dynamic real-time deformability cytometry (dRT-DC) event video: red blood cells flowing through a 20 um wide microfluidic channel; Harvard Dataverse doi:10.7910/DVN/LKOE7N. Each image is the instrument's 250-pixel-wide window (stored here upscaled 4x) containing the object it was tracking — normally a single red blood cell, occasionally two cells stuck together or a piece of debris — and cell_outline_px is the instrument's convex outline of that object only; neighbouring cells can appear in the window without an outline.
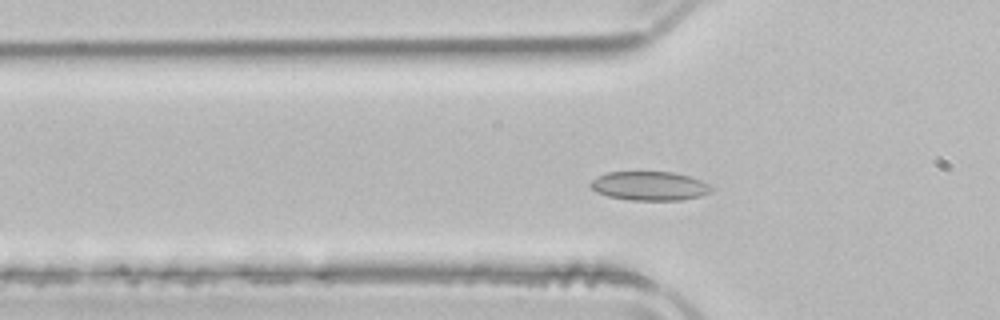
{"species": "common noctule bat (a hibernating species)", "species_latin": "Nyctalus noctula", "temperature_condition": "room temperature", "stored_images_in_passage": 48, "camera_frame_rate_fps": 3000, "um_per_image_px": 0.085, "animal": {"sex": "male", "body_mass_g": 21.5, "forearm_length_mm": 52.0}, "frame": {"image": 1, "passage_image": 13, "time_ms": 4.0, "image_size_px": [1000, 320], "cell_outline_px": [[712, 188], [708, 192], [700, 196], [680, 200], [628, 200], [608, 196], [596, 192], [588, 184], [596, 176], [608, 172], [672, 172], [688, 176], [700, 180], [708, 184]], "centroid_in_image_um": [55.15, 15.8], "position_along_channel_um": 70.6, "area_um2": 20.29}}
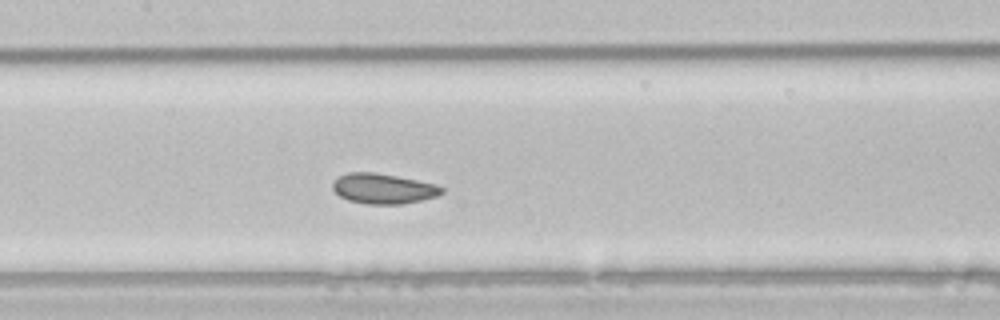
{"frame": {"image": 2, "passage_image": 21, "time_ms": 6.667, "image_size_px": [1000, 320], "cell_outline_px": [[444, 192], [436, 196], [420, 200], [400, 204], [368, 204], [348, 200], [340, 196], [332, 188], [332, 184], [340, 176], [348, 172], [372, 172], [396, 176], [436, 184], [444, 188]], "centroid_in_image_um": [32.58, 16.03], "position_along_channel_um": 174.8, "area_um2": 18.96}}
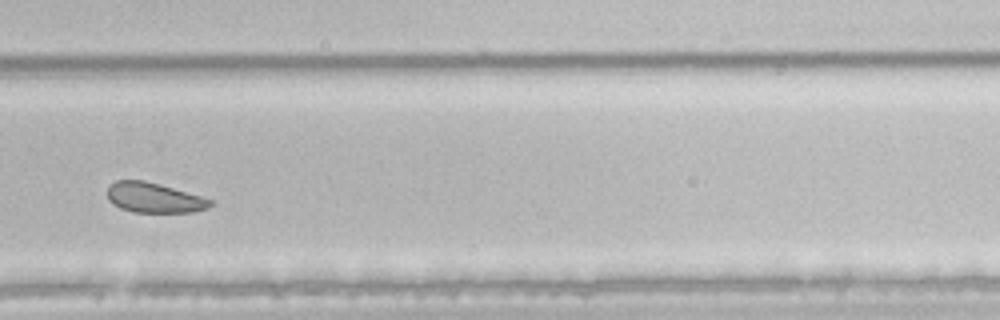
{"frame": {"image": 3, "passage_image": 32, "time_ms": 10.333, "image_size_px": [1000, 320], "cell_outline_px": [[212, 204], [208, 208], [192, 212], [132, 212], [120, 208], [108, 200], [108, 184], [116, 180], [144, 180], [200, 196], [212, 200]], "centroid_in_image_um": [13.05, 16.81], "position_along_channel_um": 316.7, "area_um2": 17.86}, "authors_computed_cell_mechanics": {"area_um2": 20.7213, "velocity_mm_per_s": 3.8929, "shape_relaxation_time_tau1_ms": 2.4973, "shape_relaxation_time_tau2_ms": 3.1138, "deformation_change_tau1": 0.0481, "deformation_change_tau2": 0.0609}}